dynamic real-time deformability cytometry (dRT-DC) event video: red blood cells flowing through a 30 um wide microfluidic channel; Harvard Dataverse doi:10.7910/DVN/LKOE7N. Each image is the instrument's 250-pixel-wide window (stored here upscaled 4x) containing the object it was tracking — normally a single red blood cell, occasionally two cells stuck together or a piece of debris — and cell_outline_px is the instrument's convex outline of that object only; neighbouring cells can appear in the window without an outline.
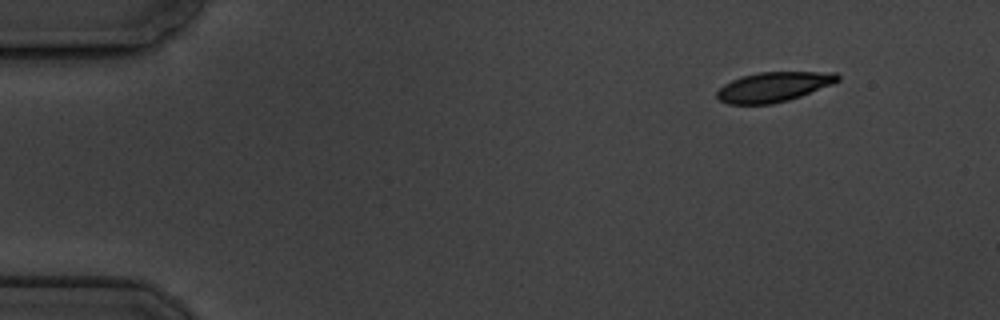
{"species": "common noctule bat (a hibernating species)", "species_latin": "Nyctalus noctula", "temperature_condition": "cold", "stored_images_in_passage": 4, "camera_frame_rate_fps": 3000, "um_per_image_px": 0.085, "animal": {"sex": "male", "body_mass_g": 19.5, "forearm_length_mm": 54.6}, "frame": {"image": 1, "passage_image": 4, "time_ms": 4.333, "image_size_px": [1000, 320], "cell_outline_px": [[840, 80], [832, 84], [800, 96], [788, 100], [772, 104], [728, 104], [720, 100], [716, 96], [716, 92], [724, 84], [732, 80], [744, 76], [760, 72], [836, 72], [840, 76]], "centroid_in_image_um": [65.76, 7.38], "position_along_channel_um": 19.2, "area_um2": 20.81}}